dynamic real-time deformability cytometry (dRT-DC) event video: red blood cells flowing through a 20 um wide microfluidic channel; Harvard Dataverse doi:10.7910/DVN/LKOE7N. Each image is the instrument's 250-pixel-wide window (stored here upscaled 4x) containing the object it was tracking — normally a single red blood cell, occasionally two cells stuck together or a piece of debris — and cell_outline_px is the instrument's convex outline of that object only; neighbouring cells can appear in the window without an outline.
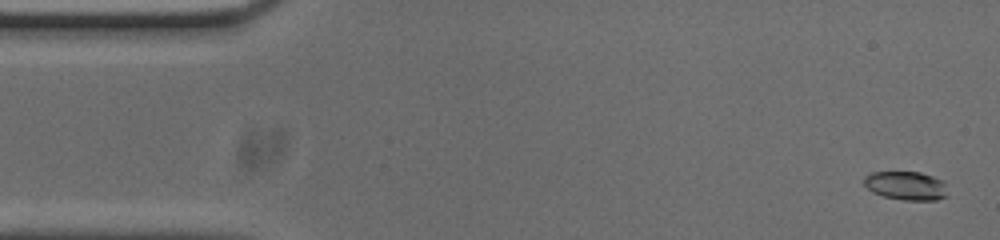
{"species": "common noctule bat (a hibernating species)", "species_latin": "Nyctalus noctula", "temperature_condition": "cold", "stored_images_in_passage": 54, "camera_frame_rate_fps": 3000, "um_per_image_px": 0.085, "animal": {"sex": "male", "body_mass_g": 20.0, "forearm_length_mm": 53.3}, "frame": {"image": 1, "passage_image": 2, "time_ms": 0.333, "image_size_px": [1000, 240], "cell_outline_px": [[948, 196], [936, 200], [904, 200], [884, 196], [872, 192], [864, 184], [864, 176], [872, 172], [920, 172], [944, 180]], "centroid_in_image_um": [77.04, 15.78], "position_along_channel_um": 8.0, "area_um2": 14.05}}
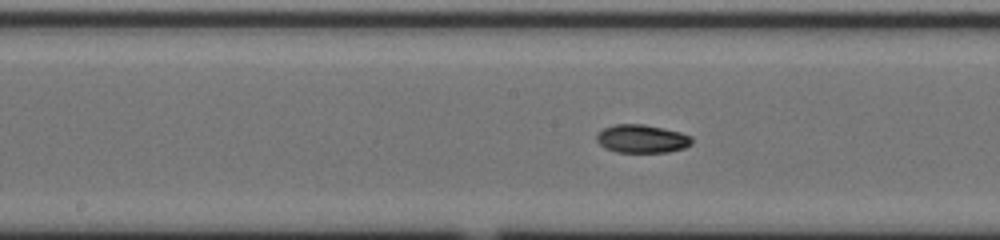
{"frame": {"image": 2, "passage_image": 26, "time_ms": 8.333, "image_size_px": [1000, 240], "cell_outline_px": [[692, 144], [684, 148], [668, 152], [616, 152], [604, 148], [596, 140], [596, 136], [604, 128], [616, 124], [644, 124], [664, 128], [680, 132], [692, 136]], "centroid_in_image_um": [54.58, 11.8], "position_along_channel_um": 193.6, "area_um2": 15.72}}
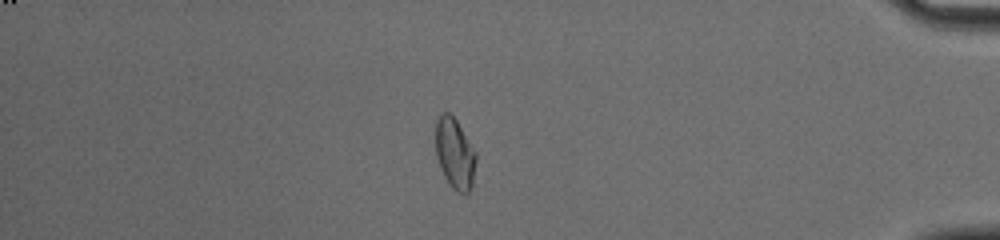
{"frame": {"image": 3, "passage_image": 46, "time_ms": 15.0, "image_size_px": [1000, 240], "cell_outline_px": [[476, 160], [472, 188], [464, 196], [456, 192], [448, 184], [444, 176], [436, 156], [436, 120], [440, 112], [448, 112], [456, 120], [476, 152]], "centroid_in_image_um": [38.66, 13.09], "position_along_channel_um": 396.5, "area_um2": 16.82}}